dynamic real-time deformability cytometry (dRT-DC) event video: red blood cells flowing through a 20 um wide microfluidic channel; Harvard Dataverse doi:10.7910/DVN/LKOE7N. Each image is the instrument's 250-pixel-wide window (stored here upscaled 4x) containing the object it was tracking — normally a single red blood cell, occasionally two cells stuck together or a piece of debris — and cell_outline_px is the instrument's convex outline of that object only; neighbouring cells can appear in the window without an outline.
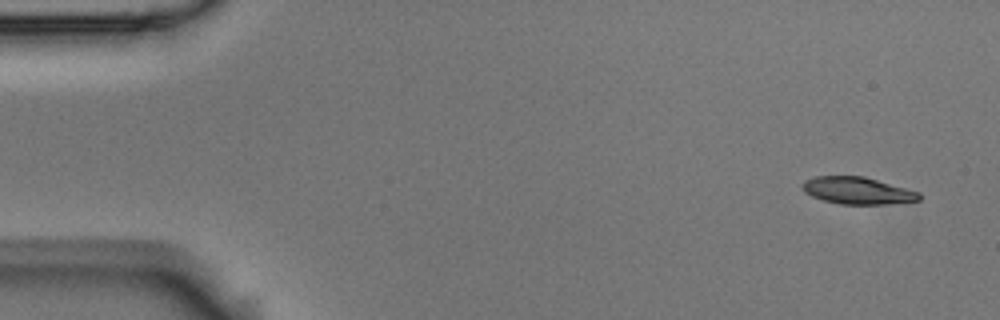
{"species": "Egyptian fruit bat (a non-hibernating species)", "species_latin": "Rousettus aegyptiacus", "temperature_condition": "room temperature", "stored_images_in_passage": 5, "camera_frame_rate_fps": 3000, "um_per_image_px": 0.085, "animal": {"sex": "male"}, "frame": {"image": 1, "passage_image": 1, "time_ms": 0.0, "image_size_px": [1000, 320], "cell_outline_px": [[920, 200], [884, 204], [840, 204], [824, 200], [812, 196], [804, 192], [800, 188], [800, 184], [804, 180], [816, 176], [864, 176], [920, 192]], "centroid_in_image_um": [72.84, 16.19], "position_along_channel_um": 12.2, "area_um2": 18.44}}
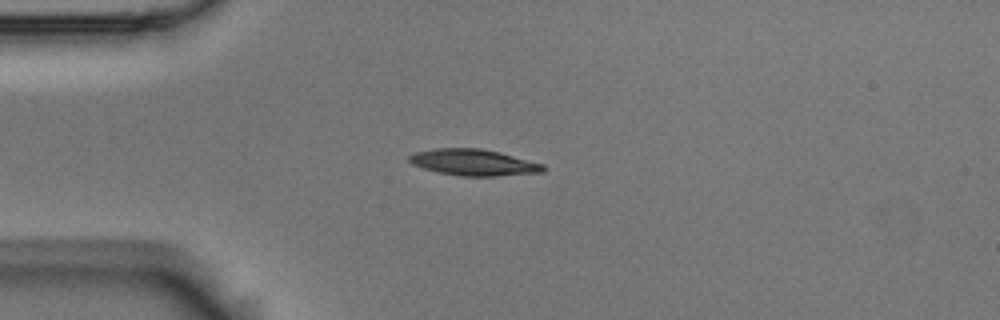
{"frame": {"image": 2, "passage_image": 4, "time_ms": 1.0, "image_size_px": [1000, 320], "cell_outline_px": [[544, 172], [496, 176], [460, 176], [440, 172], [424, 168], [412, 164], [408, 160], [408, 156], [416, 152], [436, 148], [480, 148], [500, 152], [544, 164]], "centroid_in_image_um": [40.27, 13.8], "position_along_channel_um": 44.7, "area_um2": 20.46}}